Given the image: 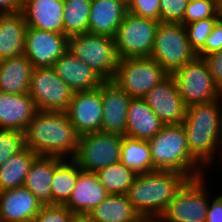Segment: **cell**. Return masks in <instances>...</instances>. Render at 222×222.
<instances>
[{
	"instance_id": "7402d4cb",
	"label": "cell",
	"mask_w": 222,
	"mask_h": 222,
	"mask_svg": "<svg viewBox=\"0 0 222 222\" xmlns=\"http://www.w3.org/2000/svg\"><path fill=\"white\" fill-rule=\"evenodd\" d=\"M127 4L116 0H92L88 33L115 38L127 14Z\"/></svg>"
},
{
	"instance_id": "74e56055",
	"label": "cell",
	"mask_w": 222,
	"mask_h": 222,
	"mask_svg": "<svg viewBox=\"0 0 222 222\" xmlns=\"http://www.w3.org/2000/svg\"><path fill=\"white\" fill-rule=\"evenodd\" d=\"M127 11L136 16L160 21V0H129Z\"/></svg>"
},
{
	"instance_id": "1f68e13d",
	"label": "cell",
	"mask_w": 222,
	"mask_h": 222,
	"mask_svg": "<svg viewBox=\"0 0 222 222\" xmlns=\"http://www.w3.org/2000/svg\"><path fill=\"white\" fill-rule=\"evenodd\" d=\"M95 173L109 194H126L137 176L135 171L121 162L103 167Z\"/></svg>"
},
{
	"instance_id": "2e32d148",
	"label": "cell",
	"mask_w": 222,
	"mask_h": 222,
	"mask_svg": "<svg viewBox=\"0 0 222 222\" xmlns=\"http://www.w3.org/2000/svg\"><path fill=\"white\" fill-rule=\"evenodd\" d=\"M103 117L101 132L125 136L127 112L132 97L112 80L101 83Z\"/></svg>"
},
{
	"instance_id": "5bb4252c",
	"label": "cell",
	"mask_w": 222,
	"mask_h": 222,
	"mask_svg": "<svg viewBox=\"0 0 222 222\" xmlns=\"http://www.w3.org/2000/svg\"><path fill=\"white\" fill-rule=\"evenodd\" d=\"M143 100L165 125L181 124L185 119L187 106L172 75L147 92Z\"/></svg>"
},
{
	"instance_id": "7bdbcfd3",
	"label": "cell",
	"mask_w": 222,
	"mask_h": 222,
	"mask_svg": "<svg viewBox=\"0 0 222 222\" xmlns=\"http://www.w3.org/2000/svg\"><path fill=\"white\" fill-rule=\"evenodd\" d=\"M71 222H96L90 214L73 213Z\"/></svg>"
},
{
	"instance_id": "603a6c76",
	"label": "cell",
	"mask_w": 222,
	"mask_h": 222,
	"mask_svg": "<svg viewBox=\"0 0 222 222\" xmlns=\"http://www.w3.org/2000/svg\"><path fill=\"white\" fill-rule=\"evenodd\" d=\"M164 125L143 99H131L127 112L126 136L148 141Z\"/></svg>"
},
{
	"instance_id": "ffe728a7",
	"label": "cell",
	"mask_w": 222,
	"mask_h": 222,
	"mask_svg": "<svg viewBox=\"0 0 222 222\" xmlns=\"http://www.w3.org/2000/svg\"><path fill=\"white\" fill-rule=\"evenodd\" d=\"M52 68L74 92L97 89L104 81L91 67L68 50L54 62Z\"/></svg>"
},
{
	"instance_id": "30bf717a",
	"label": "cell",
	"mask_w": 222,
	"mask_h": 222,
	"mask_svg": "<svg viewBox=\"0 0 222 222\" xmlns=\"http://www.w3.org/2000/svg\"><path fill=\"white\" fill-rule=\"evenodd\" d=\"M123 135L94 132L79 136L75 156L76 164L88 172H97L103 167L120 162Z\"/></svg>"
},
{
	"instance_id": "b9f144b4",
	"label": "cell",
	"mask_w": 222,
	"mask_h": 222,
	"mask_svg": "<svg viewBox=\"0 0 222 222\" xmlns=\"http://www.w3.org/2000/svg\"><path fill=\"white\" fill-rule=\"evenodd\" d=\"M22 11V0H0V14Z\"/></svg>"
},
{
	"instance_id": "e0dca14e",
	"label": "cell",
	"mask_w": 222,
	"mask_h": 222,
	"mask_svg": "<svg viewBox=\"0 0 222 222\" xmlns=\"http://www.w3.org/2000/svg\"><path fill=\"white\" fill-rule=\"evenodd\" d=\"M43 205L25 186L0 192V222H31Z\"/></svg>"
},
{
	"instance_id": "484cf974",
	"label": "cell",
	"mask_w": 222,
	"mask_h": 222,
	"mask_svg": "<svg viewBox=\"0 0 222 222\" xmlns=\"http://www.w3.org/2000/svg\"><path fill=\"white\" fill-rule=\"evenodd\" d=\"M54 172L55 156H38L23 184L43 206L52 205L51 182Z\"/></svg>"
},
{
	"instance_id": "f546056e",
	"label": "cell",
	"mask_w": 222,
	"mask_h": 222,
	"mask_svg": "<svg viewBox=\"0 0 222 222\" xmlns=\"http://www.w3.org/2000/svg\"><path fill=\"white\" fill-rule=\"evenodd\" d=\"M120 162L137 174L153 171L149 142L123 136Z\"/></svg>"
},
{
	"instance_id": "7dc6e473",
	"label": "cell",
	"mask_w": 222,
	"mask_h": 222,
	"mask_svg": "<svg viewBox=\"0 0 222 222\" xmlns=\"http://www.w3.org/2000/svg\"><path fill=\"white\" fill-rule=\"evenodd\" d=\"M116 1L124 2V3L128 4V1H129V0H116Z\"/></svg>"
},
{
	"instance_id": "bcb514c9",
	"label": "cell",
	"mask_w": 222,
	"mask_h": 222,
	"mask_svg": "<svg viewBox=\"0 0 222 222\" xmlns=\"http://www.w3.org/2000/svg\"><path fill=\"white\" fill-rule=\"evenodd\" d=\"M219 17L222 20V0H218Z\"/></svg>"
},
{
	"instance_id": "5b68a950",
	"label": "cell",
	"mask_w": 222,
	"mask_h": 222,
	"mask_svg": "<svg viewBox=\"0 0 222 222\" xmlns=\"http://www.w3.org/2000/svg\"><path fill=\"white\" fill-rule=\"evenodd\" d=\"M210 178L212 177L205 174L188 179L159 218L163 222H205L209 200L215 192L209 187Z\"/></svg>"
},
{
	"instance_id": "ee69618b",
	"label": "cell",
	"mask_w": 222,
	"mask_h": 222,
	"mask_svg": "<svg viewBox=\"0 0 222 222\" xmlns=\"http://www.w3.org/2000/svg\"><path fill=\"white\" fill-rule=\"evenodd\" d=\"M138 222H163L160 218L145 217L141 218Z\"/></svg>"
},
{
	"instance_id": "7a4b0ae2",
	"label": "cell",
	"mask_w": 222,
	"mask_h": 222,
	"mask_svg": "<svg viewBox=\"0 0 222 222\" xmlns=\"http://www.w3.org/2000/svg\"><path fill=\"white\" fill-rule=\"evenodd\" d=\"M221 110L222 97L211 103L191 105L187 107L185 119L182 122L189 152L207 172L213 171L214 167L217 171L218 166L214 165L218 164L216 158L222 159L219 145Z\"/></svg>"
},
{
	"instance_id": "44dd1931",
	"label": "cell",
	"mask_w": 222,
	"mask_h": 222,
	"mask_svg": "<svg viewBox=\"0 0 222 222\" xmlns=\"http://www.w3.org/2000/svg\"><path fill=\"white\" fill-rule=\"evenodd\" d=\"M108 195L96 173L81 170L71 196L64 206L72 213L89 214Z\"/></svg>"
},
{
	"instance_id": "52a82bcc",
	"label": "cell",
	"mask_w": 222,
	"mask_h": 222,
	"mask_svg": "<svg viewBox=\"0 0 222 222\" xmlns=\"http://www.w3.org/2000/svg\"><path fill=\"white\" fill-rule=\"evenodd\" d=\"M196 56V52L190 46L183 24L160 23L150 57L155 59L169 75Z\"/></svg>"
},
{
	"instance_id": "4316f807",
	"label": "cell",
	"mask_w": 222,
	"mask_h": 222,
	"mask_svg": "<svg viewBox=\"0 0 222 222\" xmlns=\"http://www.w3.org/2000/svg\"><path fill=\"white\" fill-rule=\"evenodd\" d=\"M89 214L96 222H138L142 218L125 194H109Z\"/></svg>"
},
{
	"instance_id": "83f0119b",
	"label": "cell",
	"mask_w": 222,
	"mask_h": 222,
	"mask_svg": "<svg viewBox=\"0 0 222 222\" xmlns=\"http://www.w3.org/2000/svg\"><path fill=\"white\" fill-rule=\"evenodd\" d=\"M81 170L72 158L55 156V172L51 182L52 205H64L68 201Z\"/></svg>"
},
{
	"instance_id": "d590c367",
	"label": "cell",
	"mask_w": 222,
	"mask_h": 222,
	"mask_svg": "<svg viewBox=\"0 0 222 222\" xmlns=\"http://www.w3.org/2000/svg\"><path fill=\"white\" fill-rule=\"evenodd\" d=\"M188 0H160L161 23H180L183 20Z\"/></svg>"
},
{
	"instance_id": "f6af8a7d",
	"label": "cell",
	"mask_w": 222,
	"mask_h": 222,
	"mask_svg": "<svg viewBox=\"0 0 222 222\" xmlns=\"http://www.w3.org/2000/svg\"><path fill=\"white\" fill-rule=\"evenodd\" d=\"M219 145L221 148V153H222V110L220 113V138H219Z\"/></svg>"
},
{
	"instance_id": "f35d334b",
	"label": "cell",
	"mask_w": 222,
	"mask_h": 222,
	"mask_svg": "<svg viewBox=\"0 0 222 222\" xmlns=\"http://www.w3.org/2000/svg\"><path fill=\"white\" fill-rule=\"evenodd\" d=\"M222 50V20L219 19L214 25L212 32L205 40L204 48L197 54L198 57L204 58L213 52Z\"/></svg>"
},
{
	"instance_id": "f1b7e54d",
	"label": "cell",
	"mask_w": 222,
	"mask_h": 222,
	"mask_svg": "<svg viewBox=\"0 0 222 222\" xmlns=\"http://www.w3.org/2000/svg\"><path fill=\"white\" fill-rule=\"evenodd\" d=\"M37 157L31 149L24 147L8 158L0 166V192L23 186L26 175Z\"/></svg>"
},
{
	"instance_id": "7c38bea8",
	"label": "cell",
	"mask_w": 222,
	"mask_h": 222,
	"mask_svg": "<svg viewBox=\"0 0 222 222\" xmlns=\"http://www.w3.org/2000/svg\"><path fill=\"white\" fill-rule=\"evenodd\" d=\"M28 94L38 111L66 112L74 91L52 67L33 68Z\"/></svg>"
},
{
	"instance_id": "3957f363",
	"label": "cell",
	"mask_w": 222,
	"mask_h": 222,
	"mask_svg": "<svg viewBox=\"0 0 222 222\" xmlns=\"http://www.w3.org/2000/svg\"><path fill=\"white\" fill-rule=\"evenodd\" d=\"M187 180L176 171L137 174L125 195L142 218H159Z\"/></svg>"
},
{
	"instance_id": "9a60e30c",
	"label": "cell",
	"mask_w": 222,
	"mask_h": 222,
	"mask_svg": "<svg viewBox=\"0 0 222 222\" xmlns=\"http://www.w3.org/2000/svg\"><path fill=\"white\" fill-rule=\"evenodd\" d=\"M66 113L79 135L101 131L103 117L101 85L94 90L74 92Z\"/></svg>"
},
{
	"instance_id": "cb8c5ba5",
	"label": "cell",
	"mask_w": 222,
	"mask_h": 222,
	"mask_svg": "<svg viewBox=\"0 0 222 222\" xmlns=\"http://www.w3.org/2000/svg\"><path fill=\"white\" fill-rule=\"evenodd\" d=\"M26 29L22 12L0 14V60L24 55Z\"/></svg>"
},
{
	"instance_id": "e575fe53",
	"label": "cell",
	"mask_w": 222,
	"mask_h": 222,
	"mask_svg": "<svg viewBox=\"0 0 222 222\" xmlns=\"http://www.w3.org/2000/svg\"><path fill=\"white\" fill-rule=\"evenodd\" d=\"M24 147L23 132L0 129V166Z\"/></svg>"
},
{
	"instance_id": "60d3db41",
	"label": "cell",
	"mask_w": 222,
	"mask_h": 222,
	"mask_svg": "<svg viewBox=\"0 0 222 222\" xmlns=\"http://www.w3.org/2000/svg\"><path fill=\"white\" fill-rule=\"evenodd\" d=\"M214 194V198L209 200L205 222H222V193L216 191Z\"/></svg>"
},
{
	"instance_id": "6da1fadb",
	"label": "cell",
	"mask_w": 222,
	"mask_h": 222,
	"mask_svg": "<svg viewBox=\"0 0 222 222\" xmlns=\"http://www.w3.org/2000/svg\"><path fill=\"white\" fill-rule=\"evenodd\" d=\"M24 133L25 147L38 156L73 158L79 134L66 112L38 111Z\"/></svg>"
},
{
	"instance_id": "4dcf8cb0",
	"label": "cell",
	"mask_w": 222,
	"mask_h": 222,
	"mask_svg": "<svg viewBox=\"0 0 222 222\" xmlns=\"http://www.w3.org/2000/svg\"><path fill=\"white\" fill-rule=\"evenodd\" d=\"M92 0H64L63 34L67 37L88 32Z\"/></svg>"
},
{
	"instance_id": "8992f818",
	"label": "cell",
	"mask_w": 222,
	"mask_h": 222,
	"mask_svg": "<svg viewBox=\"0 0 222 222\" xmlns=\"http://www.w3.org/2000/svg\"><path fill=\"white\" fill-rule=\"evenodd\" d=\"M68 51L104 81L114 78L119 64L115 38L88 32L73 35L68 37Z\"/></svg>"
},
{
	"instance_id": "8fae6325",
	"label": "cell",
	"mask_w": 222,
	"mask_h": 222,
	"mask_svg": "<svg viewBox=\"0 0 222 222\" xmlns=\"http://www.w3.org/2000/svg\"><path fill=\"white\" fill-rule=\"evenodd\" d=\"M160 23L127 12L115 36L119 59L150 57Z\"/></svg>"
},
{
	"instance_id": "277c9868",
	"label": "cell",
	"mask_w": 222,
	"mask_h": 222,
	"mask_svg": "<svg viewBox=\"0 0 222 222\" xmlns=\"http://www.w3.org/2000/svg\"><path fill=\"white\" fill-rule=\"evenodd\" d=\"M153 163V171H176L188 179L208 174L191 156L184 126L169 124L148 140Z\"/></svg>"
},
{
	"instance_id": "d6986e66",
	"label": "cell",
	"mask_w": 222,
	"mask_h": 222,
	"mask_svg": "<svg viewBox=\"0 0 222 222\" xmlns=\"http://www.w3.org/2000/svg\"><path fill=\"white\" fill-rule=\"evenodd\" d=\"M37 112L35 102L28 93L0 91V129L24 132Z\"/></svg>"
},
{
	"instance_id": "d6a6232c",
	"label": "cell",
	"mask_w": 222,
	"mask_h": 222,
	"mask_svg": "<svg viewBox=\"0 0 222 222\" xmlns=\"http://www.w3.org/2000/svg\"><path fill=\"white\" fill-rule=\"evenodd\" d=\"M206 18H220L218 0H189L183 20V25Z\"/></svg>"
},
{
	"instance_id": "ba28073f",
	"label": "cell",
	"mask_w": 222,
	"mask_h": 222,
	"mask_svg": "<svg viewBox=\"0 0 222 222\" xmlns=\"http://www.w3.org/2000/svg\"><path fill=\"white\" fill-rule=\"evenodd\" d=\"M187 107L211 103L222 97L204 58L196 56L172 74Z\"/></svg>"
},
{
	"instance_id": "4fadbf2b",
	"label": "cell",
	"mask_w": 222,
	"mask_h": 222,
	"mask_svg": "<svg viewBox=\"0 0 222 222\" xmlns=\"http://www.w3.org/2000/svg\"><path fill=\"white\" fill-rule=\"evenodd\" d=\"M67 50L66 35L27 27L24 55L33 68L52 67Z\"/></svg>"
},
{
	"instance_id": "ac0fdd59",
	"label": "cell",
	"mask_w": 222,
	"mask_h": 222,
	"mask_svg": "<svg viewBox=\"0 0 222 222\" xmlns=\"http://www.w3.org/2000/svg\"><path fill=\"white\" fill-rule=\"evenodd\" d=\"M27 27L63 34L64 0H22Z\"/></svg>"
},
{
	"instance_id": "836d02e7",
	"label": "cell",
	"mask_w": 222,
	"mask_h": 222,
	"mask_svg": "<svg viewBox=\"0 0 222 222\" xmlns=\"http://www.w3.org/2000/svg\"><path fill=\"white\" fill-rule=\"evenodd\" d=\"M219 19L220 18H206L184 25L190 46L196 54L204 48L205 40Z\"/></svg>"
},
{
	"instance_id": "8d00e7d4",
	"label": "cell",
	"mask_w": 222,
	"mask_h": 222,
	"mask_svg": "<svg viewBox=\"0 0 222 222\" xmlns=\"http://www.w3.org/2000/svg\"><path fill=\"white\" fill-rule=\"evenodd\" d=\"M73 213L64 205L42 206L31 222H71Z\"/></svg>"
},
{
	"instance_id": "d4e9b609",
	"label": "cell",
	"mask_w": 222,
	"mask_h": 222,
	"mask_svg": "<svg viewBox=\"0 0 222 222\" xmlns=\"http://www.w3.org/2000/svg\"><path fill=\"white\" fill-rule=\"evenodd\" d=\"M32 70V63L25 55L0 60V91L28 93Z\"/></svg>"
},
{
	"instance_id": "ab89813d",
	"label": "cell",
	"mask_w": 222,
	"mask_h": 222,
	"mask_svg": "<svg viewBox=\"0 0 222 222\" xmlns=\"http://www.w3.org/2000/svg\"><path fill=\"white\" fill-rule=\"evenodd\" d=\"M204 59L209 67L210 74L215 84L222 91V50L206 55Z\"/></svg>"
},
{
	"instance_id": "9c48e42d",
	"label": "cell",
	"mask_w": 222,
	"mask_h": 222,
	"mask_svg": "<svg viewBox=\"0 0 222 222\" xmlns=\"http://www.w3.org/2000/svg\"><path fill=\"white\" fill-rule=\"evenodd\" d=\"M169 74L151 57L119 59L112 79L132 98L143 99L157 84Z\"/></svg>"
}]
</instances>
